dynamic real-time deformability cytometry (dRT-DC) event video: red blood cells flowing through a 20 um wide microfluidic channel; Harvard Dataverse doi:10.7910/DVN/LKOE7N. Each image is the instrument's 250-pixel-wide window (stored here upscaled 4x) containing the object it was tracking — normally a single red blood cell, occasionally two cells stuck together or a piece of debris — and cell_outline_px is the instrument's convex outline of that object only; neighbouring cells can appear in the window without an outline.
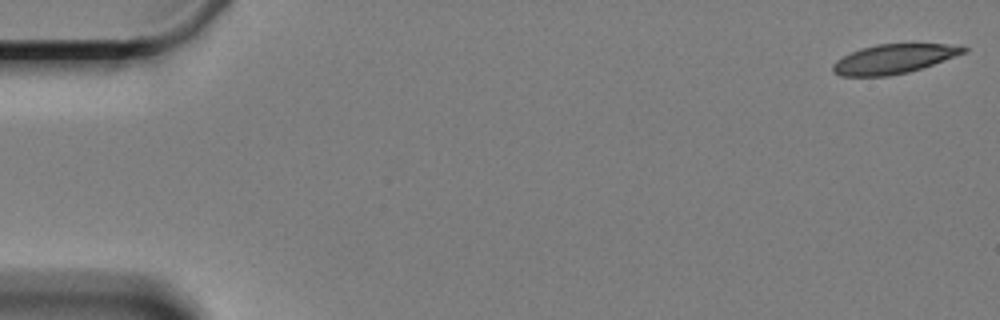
{"species": "Egyptian fruit bat (a non-hibernating species)", "species_latin": "Rousettus aegyptiacus", "temperature_condition": "cold", "stored_images_in_passage": 60, "camera_frame_rate_fps": 3000, "um_per_image_px": 0.085, "animal": {"sex": "female"}, "frame": {"image": 1, "passage_image": 1, "time_ms": 0.0, "image_size_px": [1000, 320], "cell_outline_px": [[968, 52], [908, 72], [888, 76], [840, 76], [832, 72], [832, 64], [836, 60], [852, 52], [876, 44], [944, 44], [968, 48]], "centroid_in_image_um": [75.93, 5.02], "position_along_channel_um": 9.1, "area_um2": 22.02}}
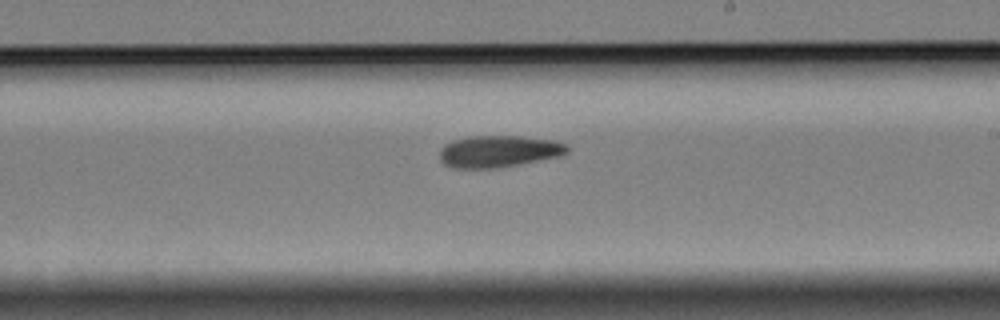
{"frame": {"image": 2, "passage_image": 35, "time_ms": 11.333, "image_size_px": [1000, 320], "cell_outline_px": [[568, 152], [560, 156], [516, 164], [492, 168], [452, 168], [444, 164], [440, 160], [440, 152], [444, 144], [452, 140], [468, 136], [520, 136], [556, 140], [564, 144], [568, 148]], "centroid_in_image_um": [42.35, 12.85], "position_along_channel_um": 246.6, "area_um2": 23.52}}
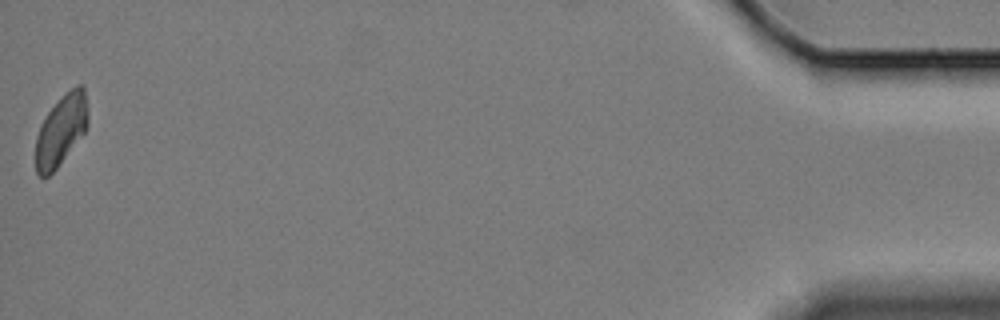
{"frame": {"image": 3, "passage_image": 60, "time_ms": 19.667, "image_size_px": [1000, 320], "cell_outline_px": [[88, 124], [84, 132], [56, 168], [48, 176], [40, 176], [36, 172], [36, 136], [40, 124], [48, 112], [76, 84], [84, 84], [88, 112]], "centroid_in_image_um": [5.2, 11.05], "position_along_channel_um": 430.0, "area_um2": 21.1}, "authors_computed_cell_mechanics": {"area_um2": 23.5246, "velocity_mm_per_s": 3.2913, "shape_relaxation_time_tau1_ms": null, "shape_relaxation_time_tau2_ms": 8.3518, "deformation_change_tau1": null, "deformation_change_tau2": 0.1331}}